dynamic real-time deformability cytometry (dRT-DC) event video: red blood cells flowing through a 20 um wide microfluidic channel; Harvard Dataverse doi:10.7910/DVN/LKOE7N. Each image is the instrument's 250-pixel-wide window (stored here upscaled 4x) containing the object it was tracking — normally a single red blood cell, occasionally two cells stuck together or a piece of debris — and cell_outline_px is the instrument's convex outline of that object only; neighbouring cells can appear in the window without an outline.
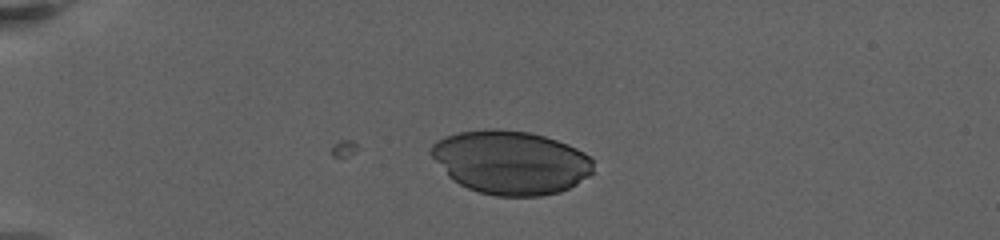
{"species": "human", "species_latin": "Homo sapiens", "temperature_condition": "warm", "stored_images_in_passage": 9, "camera_frame_rate_fps": 3000, "um_per_image_px": 0.085, "donor": {"sex": "female"}, "frame": {"image": 1, "passage_image": 9, "time_ms": 5.333, "image_size_px": [1000, 240], "cell_outline_px": [[592, 172], [588, 176], [576, 184], [560, 192], [540, 196], [496, 196], [480, 192], [468, 188], [452, 180], [448, 176], [428, 152], [432, 144], [436, 140], [460, 132], [492, 128], [528, 132], [544, 136], [568, 144], [584, 152], [592, 160]], "centroid_in_image_um": [43.39, 13.8], "position_along_channel_um": 41.6, "area_um2": 60.0}}